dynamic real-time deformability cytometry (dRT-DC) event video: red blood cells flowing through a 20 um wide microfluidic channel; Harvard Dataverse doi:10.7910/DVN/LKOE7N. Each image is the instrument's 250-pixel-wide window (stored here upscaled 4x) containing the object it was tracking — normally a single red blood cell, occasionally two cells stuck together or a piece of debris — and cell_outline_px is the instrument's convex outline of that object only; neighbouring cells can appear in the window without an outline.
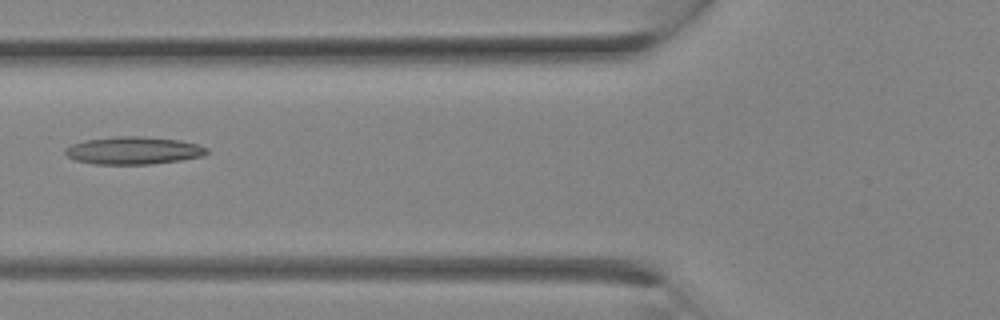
{"species": "Egyptian fruit bat (a non-hibernating species)", "species_latin": "Rousettus aegyptiacus", "temperature_condition": "room temperature", "stored_images_in_passage": 10, "camera_frame_rate_fps": 3000, "um_per_image_px": 0.085, "animal": {"sex": "female"}, "frame": {"image": 1, "passage_image": 9, "time_ms": 2.667, "image_size_px": [1000, 320], "cell_outline_px": [[208, 152], [204, 156], [180, 160], [148, 164], [92, 164], [76, 160], [68, 156], [64, 152], [64, 148], [72, 144], [84, 140], [112, 136], [140, 136], [180, 140], [196, 144], [208, 148]], "centroid_in_image_um": [11.32, 12.79], "position_along_channel_um": 114.5, "area_um2": 22.83}}